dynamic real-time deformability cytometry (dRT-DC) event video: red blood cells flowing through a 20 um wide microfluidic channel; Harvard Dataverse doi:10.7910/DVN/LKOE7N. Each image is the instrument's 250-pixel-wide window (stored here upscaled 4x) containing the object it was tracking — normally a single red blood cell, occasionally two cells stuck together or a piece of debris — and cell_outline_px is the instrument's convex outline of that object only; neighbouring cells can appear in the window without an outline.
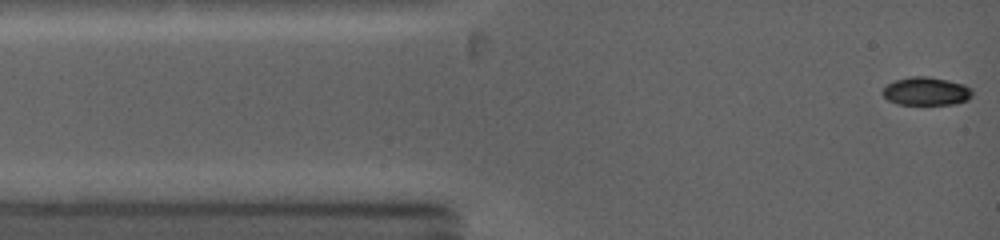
{"species": "common noctule bat (a hibernating species)", "species_latin": "Nyctalus noctula", "temperature_condition": "warm", "stored_images_in_passage": 88, "camera_frame_rate_fps": 5000, "um_per_image_px": 0.085, "animal": {"sex": "female", "body_mass_g": 19.0, "forearm_length_mm": 53.3}, "frame": {"image": 1, "passage_image": 1, "time_ms": 0.0, "image_size_px": [1000, 240], "cell_outline_px": [[972, 96], [968, 100], [956, 104], [896, 104], [888, 100], [880, 92], [888, 84], [896, 80], [912, 76], [928, 76], [948, 80], [964, 84], [972, 88]], "centroid_in_image_um": [78.75, 7.76], "position_along_channel_um": 6.3, "area_um2": 14.85}}
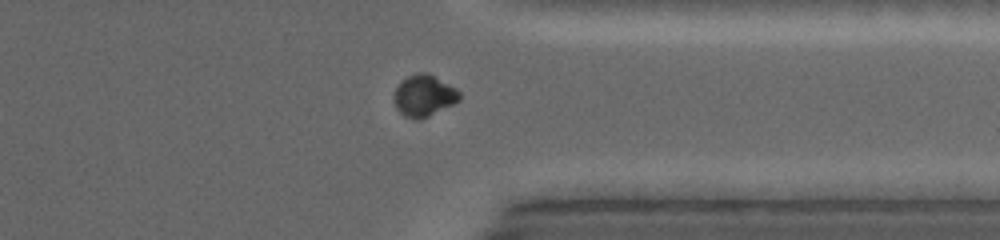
{"frame": {"image": 2, "passage_image": 56, "time_ms": 10.0, "image_size_px": [1000, 240], "cell_outline_px": [[460, 100], [420, 120], [416, 120], [404, 116], [396, 108], [396, 88], [408, 76], [416, 72], [428, 72], [456, 88], [460, 92]], "centroid_in_image_um": [36.07, 8.12], "position_along_channel_um": 375.3, "area_um2": 15.55}}
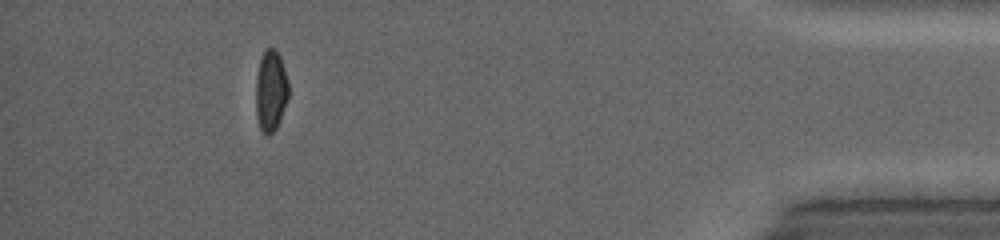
{"frame": {"image": 3, "passage_image": 72, "time_ms": 12.4, "image_size_px": [1000, 240], "cell_outline_px": [[288, 96], [280, 120], [276, 128], [268, 136], [260, 128], [256, 116], [256, 76], [260, 60], [264, 48], [276, 48], [280, 56], [288, 80]], "centroid_in_image_um": [23.01, 7.68], "position_along_channel_um": 412.2, "area_um2": 15.49}, "authors_computed_cell_mechanics": {"area_um2": 15.9239, "velocity_mm_per_s": 4.2865, "shape_relaxation_time_tau1_ms": 3.8255, "shape_relaxation_time_tau2_ms": null, "deformation_change_tau1": 0.1696, "deformation_change_tau2": null}}